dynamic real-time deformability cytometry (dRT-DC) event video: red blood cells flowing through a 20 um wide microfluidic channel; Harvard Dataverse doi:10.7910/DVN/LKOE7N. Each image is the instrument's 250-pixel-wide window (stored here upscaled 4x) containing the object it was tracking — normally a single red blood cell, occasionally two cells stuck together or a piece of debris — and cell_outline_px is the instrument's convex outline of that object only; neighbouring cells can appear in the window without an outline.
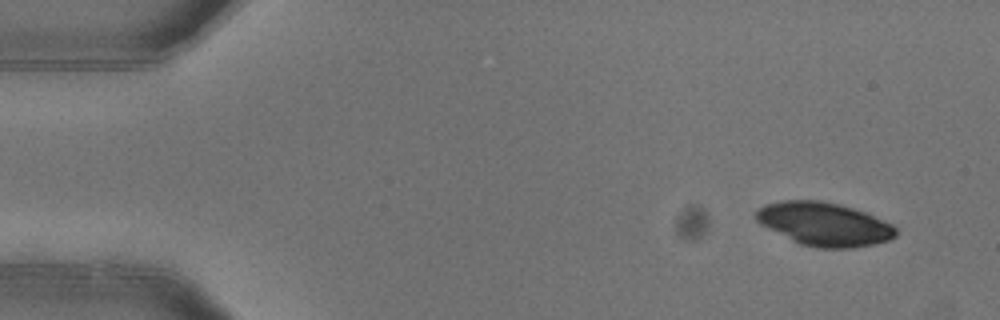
{"species": "common noctule bat (a hibernating species)", "species_latin": "Nyctalus noctula", "temperature_condition": "warm", "stored_images_in_passage": 4, "camera_frame_rate_fps": 3000, "um_per_image_px": 0.085, "animal": {"sex": "female"}, "frame": {"image": 1, "passage_image": 1, "time_ms": 0.0, "image_size_px": [1000, 320], "cell_outline_px": [[896, 236], [888, 240], [872, 244], [852, 248], [816, 248], [800, 244], [760, 224], [752, 216], [764, 204], [780, 200], [820, 200], [840, 204], [864, 212], [892, 224], [896, 228]], "centroid_in_image_um": [70.02, 19.04], "position_along_channel_um": 15.0, "area_um2": 35.32}}